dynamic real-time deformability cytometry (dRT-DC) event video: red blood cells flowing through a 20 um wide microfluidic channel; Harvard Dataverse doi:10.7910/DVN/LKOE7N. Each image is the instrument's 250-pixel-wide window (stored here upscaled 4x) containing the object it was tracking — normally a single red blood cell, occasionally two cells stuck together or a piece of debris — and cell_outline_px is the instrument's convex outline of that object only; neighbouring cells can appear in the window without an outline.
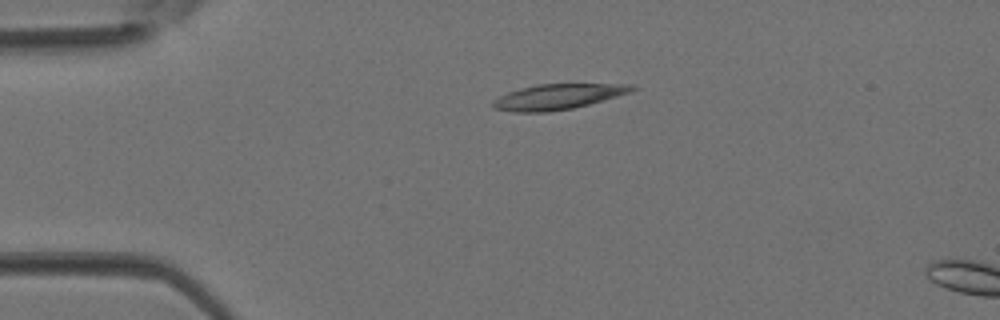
{"species": "Egyptian fruit bat (a non-hibernating species)", "species_latin": "Rousettus aegyptiacus", "temperature_condition": "room temperature", "stored_images_in_passage": 2, "camera_frame_rate_fps": 3000, "um_per_image_px": 0.085, "animal": {"sex": "female"}, "frame": {"image": 1, "passage_image": 1, "time_ms": 0.0, "image_size_px": [1000, 320], "cell_outline_px": [[636, 88], [628, 92], [616, 96], [588, 104], [572, 108], [548, 112], [512, 112], [492, 108], [492, 100], [508, 92], [520, 88], [536, 84], [636, 84]], "centroid_in_image_um": [47.35, 8.22], "position_along_channel_um": 37.6, "area_um2": 20.4}}